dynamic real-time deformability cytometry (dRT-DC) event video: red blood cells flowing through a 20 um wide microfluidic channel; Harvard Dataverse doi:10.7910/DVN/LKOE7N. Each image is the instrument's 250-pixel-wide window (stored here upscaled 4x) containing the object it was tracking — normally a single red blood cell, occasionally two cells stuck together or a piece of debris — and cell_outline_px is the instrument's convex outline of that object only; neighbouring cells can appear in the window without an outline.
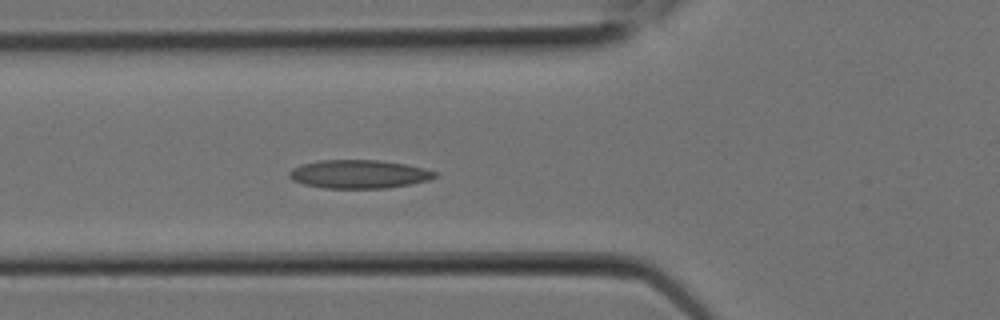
{"species": "Egyptian fruit bat (a non-hibernating species)", "species_latin": "Rousettus aegyptiacus", "temperature_condition": "room temperature", "stored_images_in_passage": 7, "camera_frame_rate_fps": 3000, "um_per_image_px": 0.085, "animal": {"sex": "female"}, "frame": {"image": 1, "passage_image": 7, "time_ms": 2.0, "image_size_px": [1000, 320], "cell_outline_px": [[436, 176], [428, 180], [388, 188], [324, 188], [304, 184], [292, 180], [288, 176], [288, 172], [292, 168], [300, 164], [320, 160], [380, 160], [404, 164], [424, 168], [436, 172]], "centroid_in_image_um": [30.45, 14.8], "position_along_channel_um": 95.3, "area_um2": 24.1}}